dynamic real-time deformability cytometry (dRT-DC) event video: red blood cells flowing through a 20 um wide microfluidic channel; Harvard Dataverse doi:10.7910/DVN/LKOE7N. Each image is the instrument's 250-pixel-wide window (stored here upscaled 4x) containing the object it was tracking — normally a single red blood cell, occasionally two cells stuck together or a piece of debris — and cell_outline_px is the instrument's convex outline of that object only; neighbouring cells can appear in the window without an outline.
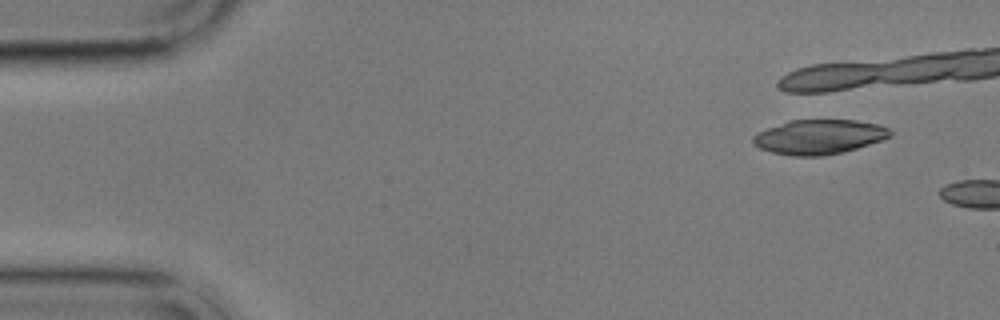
{"species": "common noctule bat (a hibernating species)", "species_latin": "Nyctalus noctula", "temperature_condition": "cold", "stored_images_in_passage": 2, "camera_frame_rate_fps": 3000, "um_per_image_px": 0.085, "animal": {"sex": "male", "body_mass_g": 17.9}, "frame": {"image": 1, "passage_image": 1, "time_ms": 0.0, "image_size_px": [1000, 320], "cell_outline_px": [[892, 136], [844, 152], [820, 156], [792, 156], [772, 152], [760, 148], [752, 144], [752, 136], [756, 132], [788, 120], [856, 120], [876, 124], [888, 128], [892, 132]], "centroid_in_image_um": [69.57, 11.63], "position_along_channel_um": 15.4, "area_um2": 27.63}}